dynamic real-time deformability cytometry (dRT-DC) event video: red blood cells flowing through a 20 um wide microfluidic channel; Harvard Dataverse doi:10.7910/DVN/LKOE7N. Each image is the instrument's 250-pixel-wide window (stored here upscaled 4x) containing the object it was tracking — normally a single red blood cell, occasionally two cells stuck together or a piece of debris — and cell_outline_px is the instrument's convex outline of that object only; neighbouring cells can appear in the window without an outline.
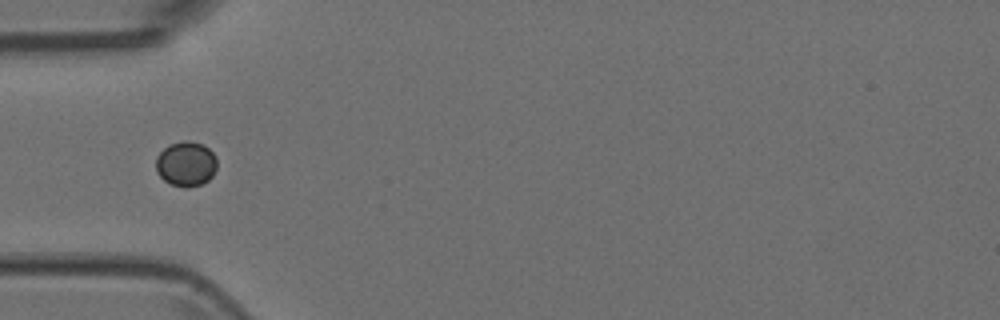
{"species": "Egyptian fruit bat (a non-hibernating species)", "species_latin": "Rousettus aegyptiacus", "temperature_condition": "room temperature", "stored_images_in_passage": 8, "camera_frame_rate_fps": 3000, "um_per_image_px": 0.085, "animal": {"sex": "female"}, "frame": {"image": 1, "passage_image": 5, "time_ms": 1.333, "image_size_px": [1000, 320], "cell_outline_px": [[216, 168], [212, 176], [208, 180], [200, 184], [188, 188], [184, 188], [168, 184], [156, 172], [156, 156], [168, 144], [184, 140], [188, 140], [204, 144], [216, 156]], "centroid_in_image_um": [15.79, 13.93], "position_along_channel_um": 69.2, "area_um2": 16.24}}
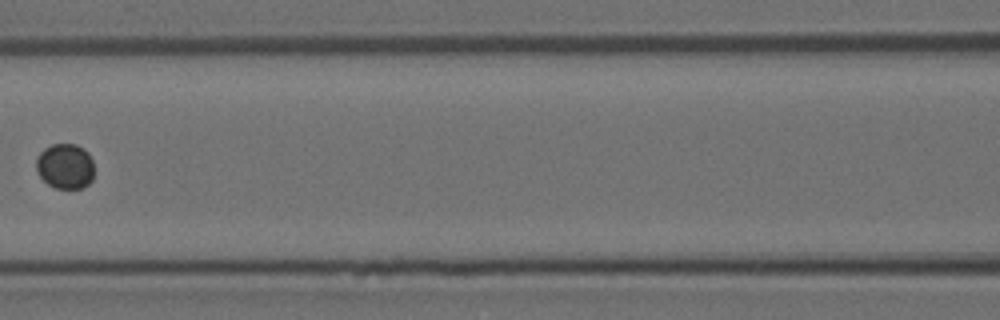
{"frame": {"image": 2, "passage_image": 7, "time_ms": 2.0, "image_size_px": [1000, 320], "cell_outline_px": [[92, 180], [88, 184], [80, 188], [56, 188], [48, 184], [36, 172], [36, 160], [40, 152], [44, 148], [52, 144], [76, 144], [84, 148], [88, 152], [92, 160]], "centroid_in_image_um": [5.52, 14.11], "position_along_channel_um": 161.1, "area_um2": 15.26}}
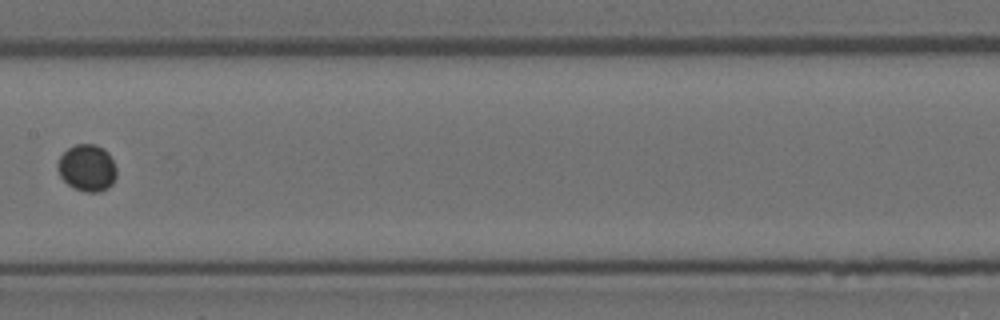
{"frame": {"image": 3, "passage_image": 8, "time_ms": 2.333, "image_size_px": [1000, 320], "cell_outline_px": [[116, 176], [112, 184], [108, 188], [100, 192], [84, 192], [72, 188], [60, 176], [56, 168], [56, 164], [60, 156], [68, 148], [76, 144], [96, 144], [104, 148], [108, 152], [116, 168]], "centroid_in_image_um": [7.39, 14.28], "position_along_channel_um": 200.0, "area_um2": 16.3}}